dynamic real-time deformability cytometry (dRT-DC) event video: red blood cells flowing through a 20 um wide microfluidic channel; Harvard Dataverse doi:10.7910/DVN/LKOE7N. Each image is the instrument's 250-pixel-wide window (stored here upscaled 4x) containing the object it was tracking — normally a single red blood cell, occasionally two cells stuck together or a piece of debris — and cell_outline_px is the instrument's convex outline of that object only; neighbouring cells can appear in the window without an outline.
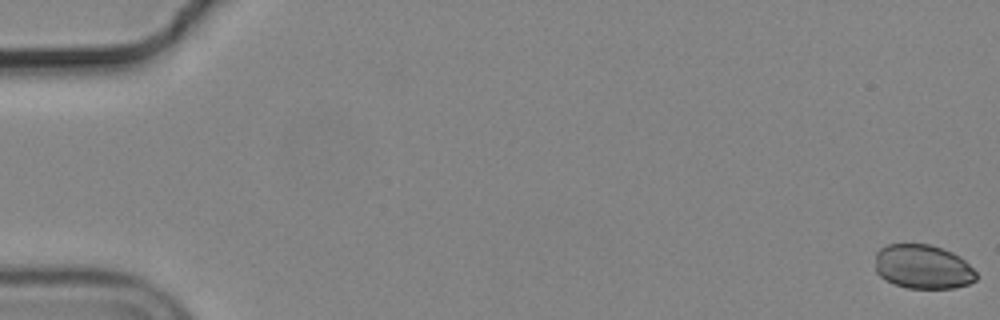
{"species": "common noctule bat (a hibernating species)", "species_latin": "Nyctalus noctula", "temperature_condition": "cold", "stored_images_in_passage": 57, "camera_frame_rate_fps": 3000, "um_per_image_px": 0.085, "animal": {"sex": "male", "body_mass_g": 19.2, "forearm_length_mm": 51.8}, "frame": {"image": 1, "passage_image": 1, "time_ms": 0.0, "image_size_px": [1000, 320], "cell_outline_px": [[976, 280], [968, 284], [956, 288], [908, 288], [896, 284], [880, 276], [876, 272], [876, 252], [880, 248], [888, 244], [928, 244], [952, 252], [960, 256], [976, 272]], "centroid_in_image_um": [78.45, 22.67], "position_along_channel_um": 6.5, "area_um2": 25.89}}
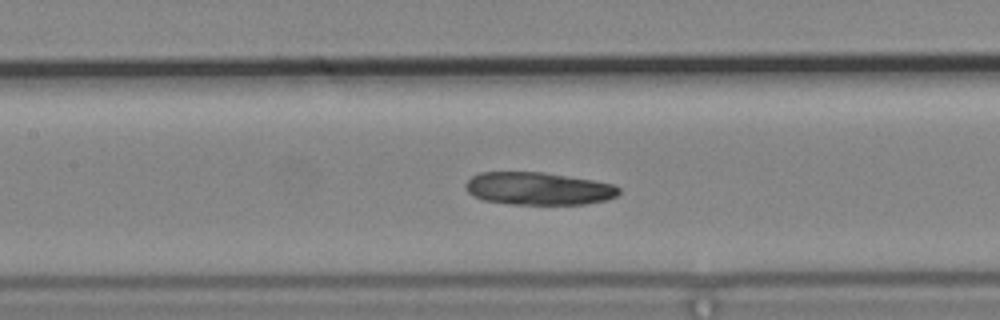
{"frame": {"image": 2, "passage_image": 27, "time_ms": 8.667, "image_size_px": [1000, 320], "cell_outline_px": [[620, 192], [616, 196], [608, 200], [584, 204], [512, 204], [484, 200], [472, 196], [468, 192], [464, 184], [472, 176], [480, 172], [544, 172], [592, 180], [612, 184], [620, 188]], "centroid_in_image_um": [45.75, 16.03], "position_along_channel_um": 161.6, "area_um2": 29.19}}
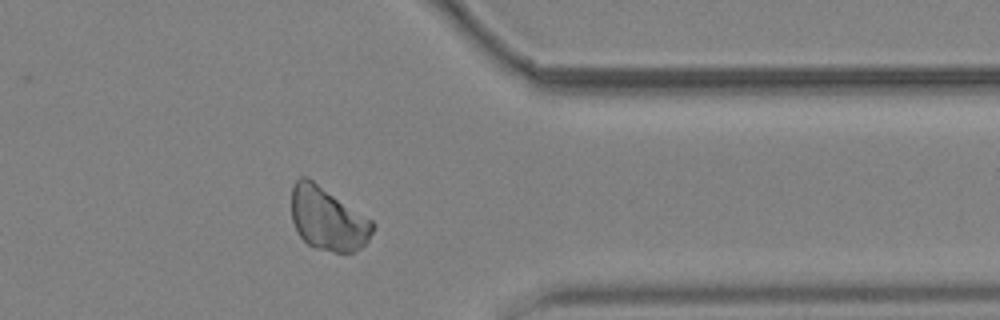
{"frame": {"image": 3, "passage_image": 46, "time_ms": 15.0, "image_size_px": [1000, 320], "cell_outline_px": [[376, 224], [368, 240], [360, 248], [352, 252], [332, 252], [316, 248], [308, 244], [300, 236], [292, 220], [292, 184], [300, 176], [308, 176], [372, 220]], "centroid_in_image_um": [27.85, 18.57], "position_along_channel_um": 383.5, "area_um2": 30.0}}